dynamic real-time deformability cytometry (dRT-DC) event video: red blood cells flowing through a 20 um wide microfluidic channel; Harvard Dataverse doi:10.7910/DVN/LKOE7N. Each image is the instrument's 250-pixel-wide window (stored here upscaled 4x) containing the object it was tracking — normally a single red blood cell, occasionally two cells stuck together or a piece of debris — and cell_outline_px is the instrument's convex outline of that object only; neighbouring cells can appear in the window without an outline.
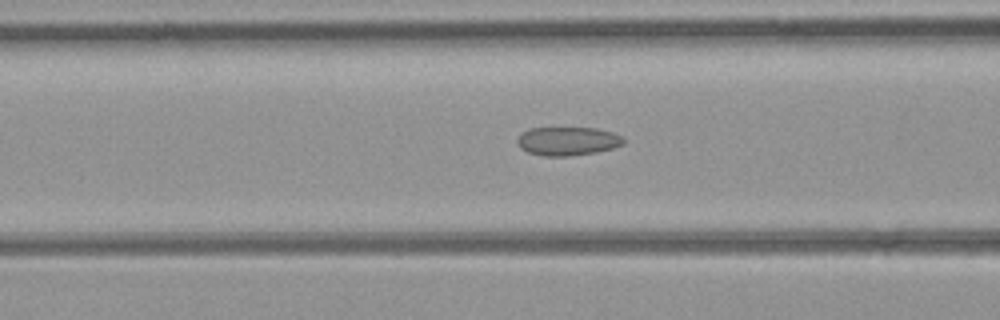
{"species": "common noctule bat (a hibernating species)", "species_latin": "Nyctalus noctula", "temperature_condition": "room temperature", "stored_images_in_passage": 29, "camera_frame_rate_fps": 3000, "um_per_image_px": 0.085, "animal": {"sex": "female", "body_mass_g": 21.9}, "frame": {"image": 1, "passage_image": 9, "time_ms": 2.667, "image_size_px": [1000, 320], "cell_outline_px": [[624, 144], [612, 148], [596, 152], [568, 156], [544, 156], [528, 152], [520, 148], [516, 144], [516, 140], [520, 132], [528, 128], [596, 128], [612, 132], [620, 136], [624, 140]], "centroid_in_image_um": [48.19, 11.99], "position_along_channel_um": 118.4, "area_um2": 17.8}}
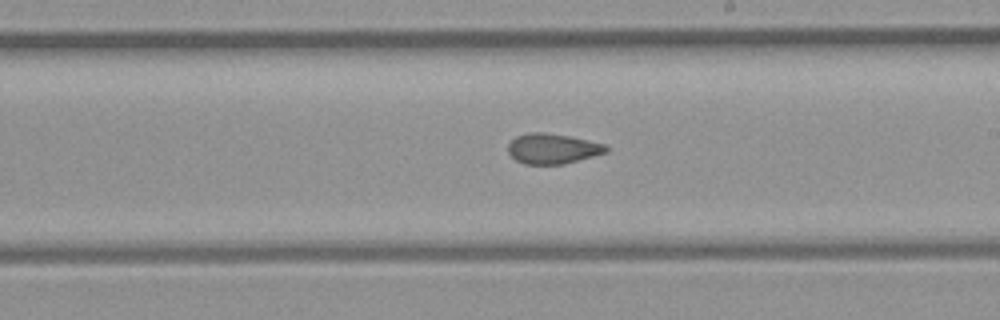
{"frame": {"image": 2, "passage_image": 18, "time_ms": 5.667, "image_size_px": [1000, 320], "cell_outline_px": [[608, 152], [564, 164], [524, 164], [516, 160], [508, 152], [508, 144], [516, 136], [532, 132], [544, 132], [568, 136], [604, 144], [608, 148]], "centroid_in_image_um": [46.95, 12.64], "position_along_channel_um": 242.0, "area_um2": 17.11}}
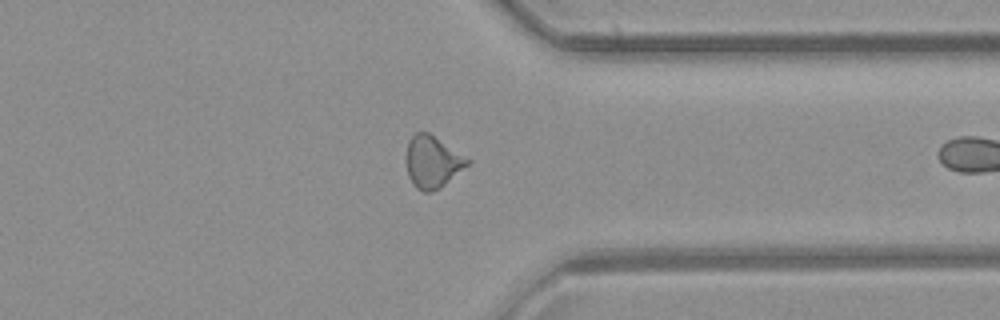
{"frame": {"image": 3, "passage_image": 28, "time_ms": 9.0, "image_size_px": [1000, 320], "cell_outline_px": [[472, 160], [468, 164], [440, 188], [432, 192], [424, 192], [416, 188], [412, 184], [408, 176], [408, 140], [416, 132], [428, 132]], "centroid_in_image_um": [36.77, 13.77], "position_along_channel_um": 374.6, "area_um2": 18.21}}